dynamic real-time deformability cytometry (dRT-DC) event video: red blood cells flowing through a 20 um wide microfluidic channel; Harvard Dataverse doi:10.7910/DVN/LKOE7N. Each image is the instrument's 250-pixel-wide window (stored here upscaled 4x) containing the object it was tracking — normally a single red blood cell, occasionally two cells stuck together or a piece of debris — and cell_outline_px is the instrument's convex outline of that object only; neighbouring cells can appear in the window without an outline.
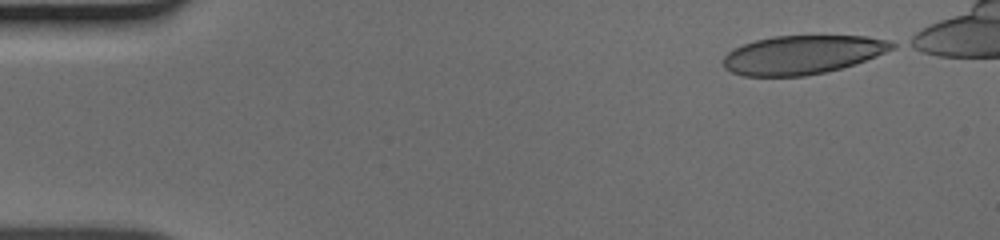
{"species": "human", "species_latin": "Homo sapiens", "temperature_condition": "cold", "stored_images_in_passage": 43, "camera_frame_rate_fps": 3000, "um_per_image_px": 0.085, "donor": {"sex": "male"}, "frame": {"image": 1, "passage_image": 1, "time_ms": 0.0, "image_size_px": [1000, 240], "cell_outline_px": [[896, 48], [856, 64], [824, 72], [804, 76], [744, 76], [732, 72], [724, 68], [724, 56], [732, 48], [756, 40], [772, 36], [868, 36], [888, 40], [896, 44]], "centroid_in_image_um": [68.21, 4.65], "position_along_channel_um": 16.8, "area_um2": 38.09}}
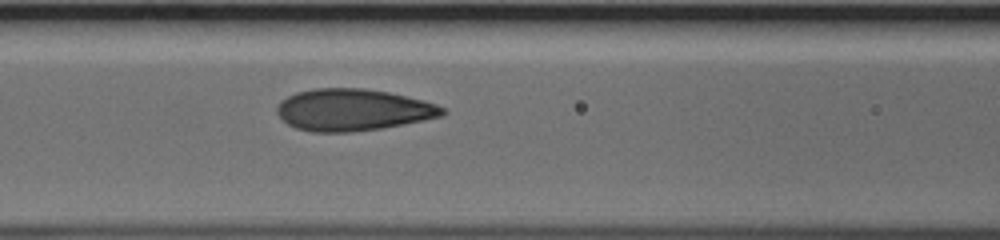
{"frame": {"image": 2, "passage_image": 18, "time_ms": 5.667, "image_size_px": [1000, 240], "cell_outline_px": [[448, 112], [444, 116], [404, 124], [380, 128], [352, 132], [312, 132], [296, 128], [288, 124], [276, 112], [276, 108], [280, 100], [296, 92], [316, 88], [364, 88], [388, 92], [424, 100], [436, 104], [444, 108]], "centroid_in_image_um": [30.01, 9.33], "position_along_channel_um": 136.6, "area_um2": 40.46}}
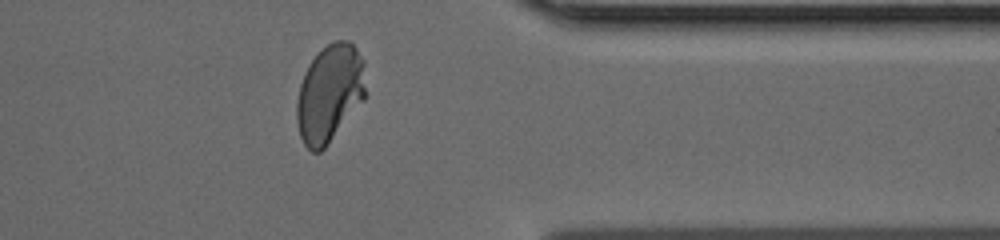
{"frame": {"image": 3, "passage_image": 37, "time_ms": 12.0, "image_size_px": [1000, 240], "cell_outline_px": [[364, 100], [324, 148], [320, 152], [312, 152], [304, 144], [300, 136], [296, 120], [296, 104], [300, 84], [304, 72], [308, 64], [332, 40], [348, 40], [356, 48], [364, 60]], "centroid_in_image_um": [28.0, 7.93], "position_along_channel_um": 383.4, "area_um2": 39.02}}